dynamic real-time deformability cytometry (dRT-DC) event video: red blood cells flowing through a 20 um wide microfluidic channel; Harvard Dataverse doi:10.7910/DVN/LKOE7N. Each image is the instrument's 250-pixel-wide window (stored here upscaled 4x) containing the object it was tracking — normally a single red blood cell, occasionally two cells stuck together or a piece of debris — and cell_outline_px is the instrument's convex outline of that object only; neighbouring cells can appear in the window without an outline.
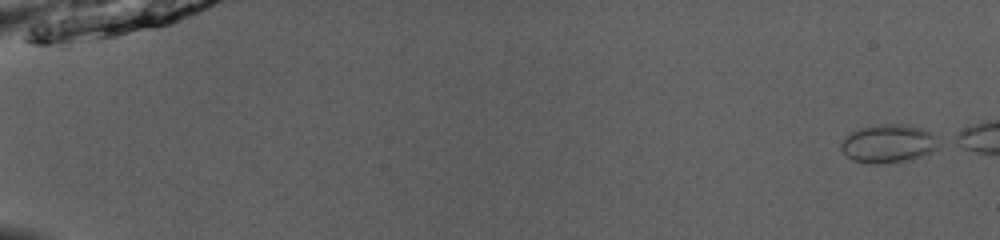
{"species": "common noctule bat (a hibernating species)", "species_latin": "Nyctalus noctula", "temperature_condition": "room temperature", "stored_images_in_passage": 47, "camera_frame_rate_fps": 3000, "um_per_image_px": 0.085, "animal": {"sex": "male", "body_mass_g": 13.0, "forearm_length_mm": 53.1}, "frame": {"image": 1, "passage_image": 1, "time_ms": 0.0, "image_size_px": [1000, 240], "cell_outline_px": [[936, 148], [912, 160], [880, 164], [868, 164], [852, 160], [840, 148], [840, 144], [844, 136], [860, 128], [876, 124], [908, 124], [920, 128], [936, 136]], "centroid_in_image_um": [75.44, 12.21], "position_along_channel_um": 9.6, "area_um2": 21.73}}
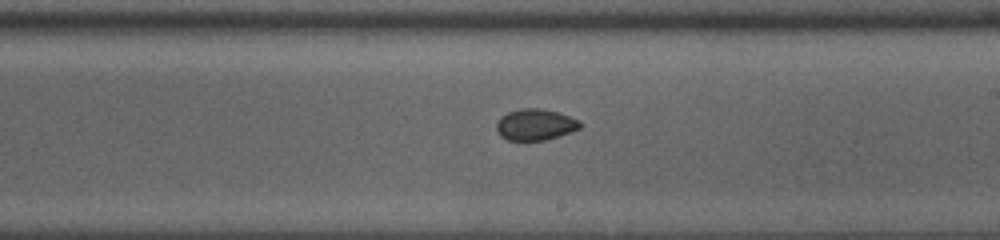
{"frame": {"image": 2, "passage_image": 31, "time_ms": 10.0, "image_size_px": [1000, 240], "cell_outline_px": [[584, 124], [580, 128], [572, 132], [544, 140], [508, 140], [500, 136], [496, 128], [496, 124], [500, 116], [508, 112], [520, 108], [540, 108], [556, 112], [580, 120]], "centroid_in_image_um": [45.5, 10.59], "position_along_channel_um": 243.5, "area_um2": 15.32}}
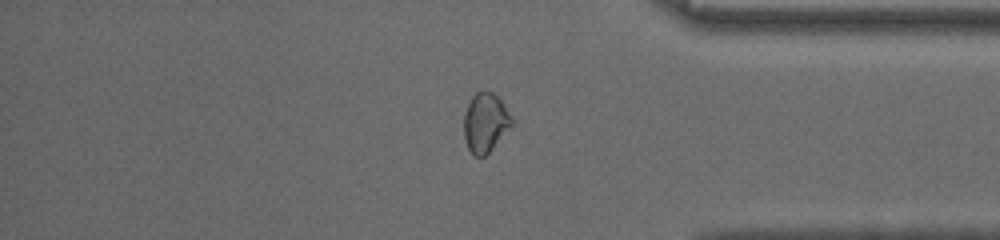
{"frame": {"image": 3, "passage_image": 43, "time_ms": 14.0, "image_size_px": [1000, 240], "cell_outline_px": [[512, 124], [492, 148], [484, 156], [472, 156], [468, 148], [464, 136], [464, 112], [472, 96], [476, 92], [492, 92], [500, 100], [512, 120]], "centroid_in_image_um": [41.2, 10.43], "position_along_channel_um": 394.0, "area_um2": 16.01}}